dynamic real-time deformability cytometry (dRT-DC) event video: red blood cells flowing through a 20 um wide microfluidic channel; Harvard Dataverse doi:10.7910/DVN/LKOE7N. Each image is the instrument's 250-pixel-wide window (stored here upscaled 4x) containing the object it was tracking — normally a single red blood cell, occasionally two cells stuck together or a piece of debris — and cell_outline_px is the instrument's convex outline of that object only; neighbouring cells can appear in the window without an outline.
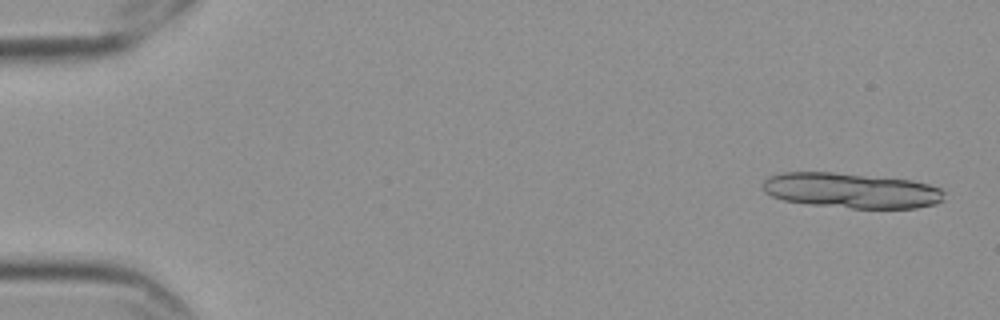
{"species": "Egyptian fruit bat (a non-hibernating species)", "species_latin": "Rousettus aegyptiacus", "temperature_condition": "cold", "stored_images_in_passage": 14, "camera_frame_rate_fps": 3000, "um_per_image_px": 0.085, "frame": {"image": 1, "passage_image": 2, "time_ms": 0.333, "image_size_px": [1000, 320], "cell_outline_px": [[944, 200], [936, 204], [916, 208], [852, 208], [808, 204], [784, 200], [772, 196], [764, 192], [760, 184], [768, 176], [784, 172], [832, 172], [912, 180], [928, 184], [940, 188], [944, 192]], "centroid_in_image_um": [72.34, 16.19], "position_along_channel_um": 12.7, "area_um2": 37.4}}